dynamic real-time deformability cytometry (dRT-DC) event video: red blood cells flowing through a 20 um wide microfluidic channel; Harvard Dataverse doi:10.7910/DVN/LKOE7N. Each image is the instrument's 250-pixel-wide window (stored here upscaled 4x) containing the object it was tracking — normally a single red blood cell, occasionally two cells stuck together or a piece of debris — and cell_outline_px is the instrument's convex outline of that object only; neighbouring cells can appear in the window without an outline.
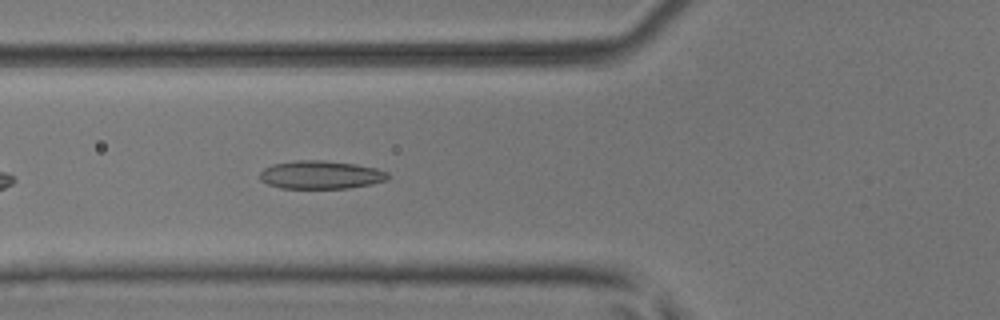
{"species": "common noctule bat (a hibernating species)", "species_latin": "Nyctalus noctula", "temperature_condition": "room temperature", "stored_images_in_passage": 5, "camera_frame_rate_fps": 3000, "um_per_image_px": 0.085, "animal": {"sex": "male", "body_mass_g": 17.9, "forearm_length_mm": 54.2}, "frame": {"image": 1, "passage_image": 5, "time_ms": 1.333, "image_size_px": [1000, 320], "cell_outline_px": [[392, 176], [388, 180], [372, 184], [348, 188], [280, 188], [268, 184], [260, 180], [260, 172], [264, 168], [272, 164], [296, 160], [320, 160], [356, 164], [376, 168], [388, 172]], "centroid_in_image_um": [27.29, 14.86], "position_along_channel_um": 98.5, "area_um2": 21.21}}